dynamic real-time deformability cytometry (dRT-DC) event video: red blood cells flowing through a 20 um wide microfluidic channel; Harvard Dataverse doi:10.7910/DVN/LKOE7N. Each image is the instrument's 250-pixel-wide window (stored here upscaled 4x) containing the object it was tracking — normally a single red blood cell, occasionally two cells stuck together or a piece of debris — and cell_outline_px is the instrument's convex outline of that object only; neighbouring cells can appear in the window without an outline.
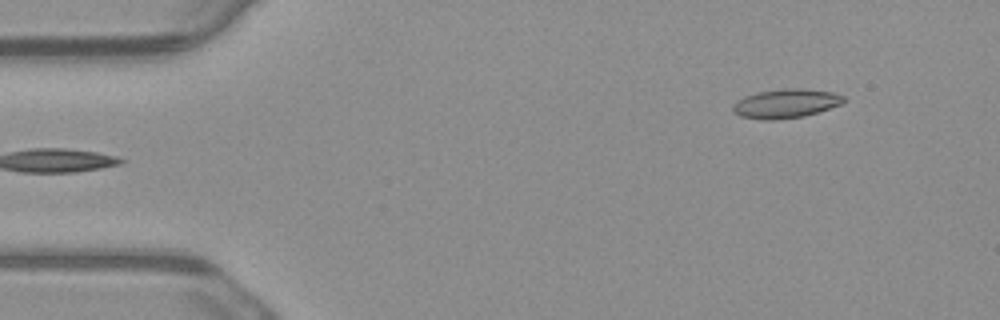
{"species": "common noctule bat (a hibernating species)", "species_latin": "Nyctalus noctula", "temperature_condition": "warm", "stored_images_in_passage": 4, "camera_frame_rate_fps": 3000, "um_per_image_px": 0.085, "animal": {"sex": "male", "body_mass_g": 23.1, "forearm_length_mm": 52.7}, "frame": {"image": 1, "passage_image": 4, "time_ms": 1.0, "image_size_px": [1000, 320], "cell_outline_px": [[848, 100], [840, 104], [820, 112], [804, 116], [776, 120], [764, 120], [740, 116], [732, 112], [732, 104], [736, 100], [744, 96], [760, 92], [784, 88], [804, 88], [832, 92], [844, 96]], "centroid_in_image_um": [66.79, 8.8], "position_along_channel_um": 18.2, "area_um2": 19.02}}